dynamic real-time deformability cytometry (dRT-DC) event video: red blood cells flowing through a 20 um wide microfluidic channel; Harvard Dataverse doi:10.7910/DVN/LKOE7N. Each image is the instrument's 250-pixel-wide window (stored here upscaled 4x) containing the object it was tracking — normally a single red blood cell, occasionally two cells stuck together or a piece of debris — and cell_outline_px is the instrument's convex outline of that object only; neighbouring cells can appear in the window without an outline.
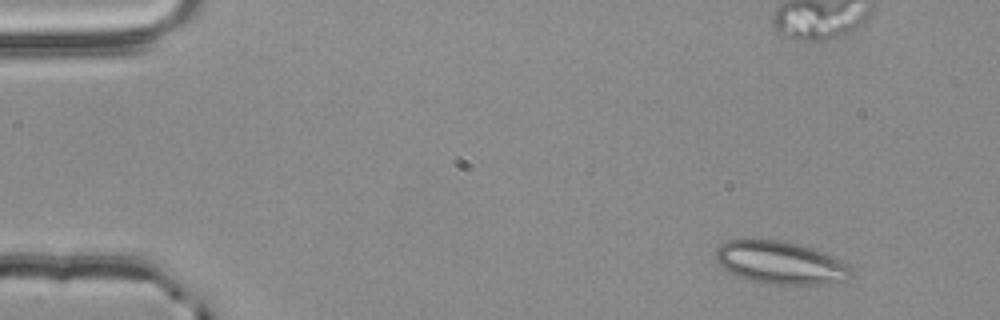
{"species": "common noctule bat (a hibernating species)", "species_latin": "Nyctalus noctula", "temperature_condition": "room temperature", "stored_images_in_passage": 3, "camera_frame_rate_fps": 3000, "um_per_image_px": 0.085, "animal": {"sex": "male", "body_mass_g": 20.4}, "frame": {"image": 1, "passage_image": 1, "time_ms": 0.0, "image_size_px": [1000, 320], "cell_outline_px": [[852, 272], [848, 280], [824, 284], [760, 284], [736, 276], [728, 272], [716, 260], [716, 248], [720, 244], [728, 240], [776, 240], [796, 244], [824, 252], [848, 264], [852, 268]], "centroid_in_image_um": [66.33, 22.35], "position_along_channel_um": 18.7, "area_um2": 33.76}}